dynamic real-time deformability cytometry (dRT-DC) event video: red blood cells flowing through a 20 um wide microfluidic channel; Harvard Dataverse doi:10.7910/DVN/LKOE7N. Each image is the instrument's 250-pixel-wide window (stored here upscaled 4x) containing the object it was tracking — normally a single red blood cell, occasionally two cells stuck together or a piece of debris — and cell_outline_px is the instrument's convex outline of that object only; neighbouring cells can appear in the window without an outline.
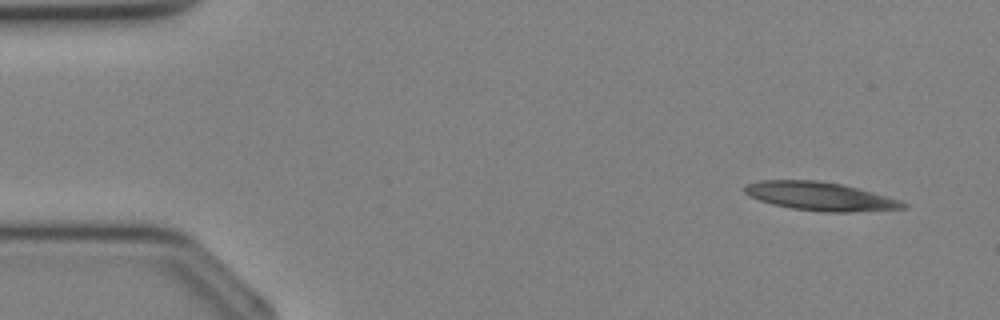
{"species": "Egyptian fruit bat (a non-hibernating species)", "species_latin": "Rousettus aegyptiacus", "temperature_condition": "cold", "stored_images_in_passage": 36, "camera_frame_rate_fps": 3000, "um_per_image_px": 0.085, "animal": {"sex": "female"}, "frame": {"image": 1, "passage_image": 3, "time_ms": 0.667, "image_size_px": [1000, 320], "cell_outline_px": [[908, 208], [848, 212], [824, 212], [792, 208], [772, 204], [760, 200], [744, 192], [744, 184], [760, 180], [816, 180], [840, 184], [856, 188], [900, 200], [908, 204]], "centroid_in_image_um": [69.69, 16.68], "position_along_channel_um": 15.3, "area_um2": 26.01}}
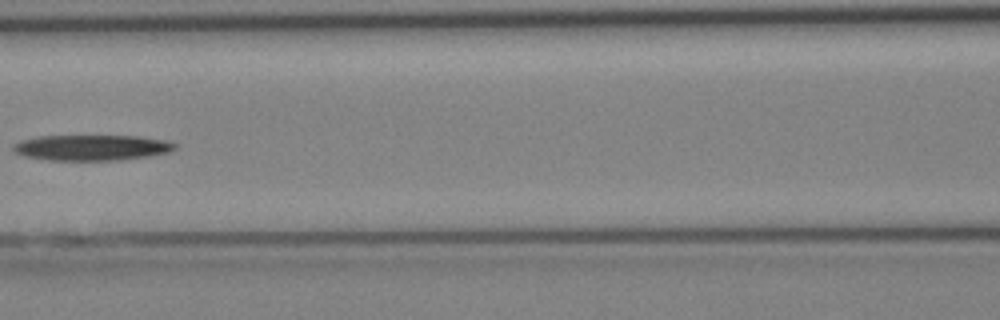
{"frame": {"image": 2, "passage_image": 16, "time_ms": 5.0, "image_size_px": [1000, 320], "cell_outline_px": [[176, 148], [168, 152], [148, 156], [120, 160], [48, 160], [24, 156], [12, 152], [12, 144], [20, 140], [36, 136], [140, 136], [168, 140], [176, 144]], "centroid_in_image_um": [7.75, 12.54], "position_along_channel_um": 158.8, "area_um2": 24.39}}
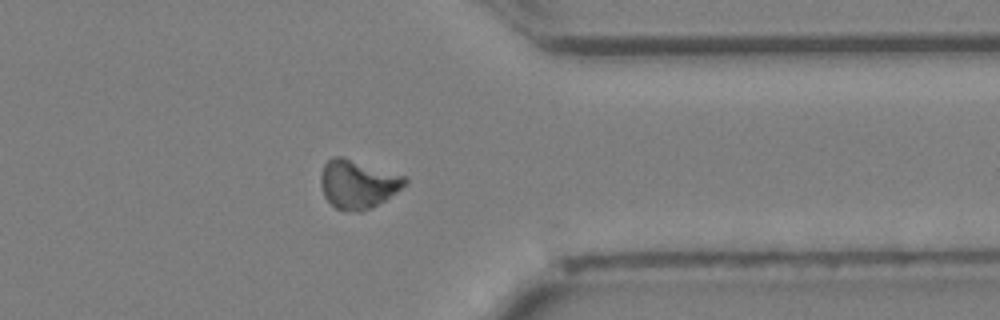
{"frame": {"image": 3, "passage_image": 28, "time_ms": 9.0, "image_size_px": [1000, 320], "cell_outline_px": [[408, 184], [372, 208], [360, 212], [356, 212], [336, 208], [324, 196], [320, 184], [320, 176], [324, 164], [332, 156], [344, 156], [404, 176], [408, 180]], "centroid_in_image_um": [30.4, 15.63], "position_along_channel_um": 381.0, "area_um2": 23.87}}